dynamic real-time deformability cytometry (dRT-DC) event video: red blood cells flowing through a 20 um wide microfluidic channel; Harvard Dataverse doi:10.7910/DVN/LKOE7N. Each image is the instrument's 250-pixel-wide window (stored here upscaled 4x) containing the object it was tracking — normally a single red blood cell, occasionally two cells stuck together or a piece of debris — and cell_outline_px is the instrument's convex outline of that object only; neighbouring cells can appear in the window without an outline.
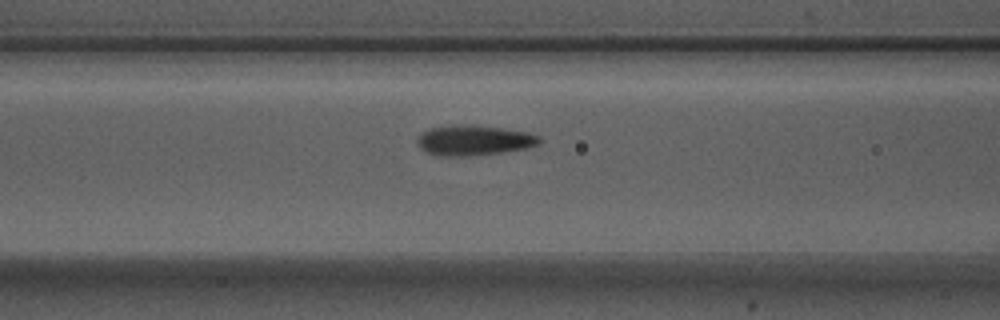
{"species": "Egyptian fruit bat (a non-hibernating species)", "species_latin": "Rousettus aegyptiacus", "temperature_condition": "warm", "stored_images_in_passage": 17, "camera_frame_rate_fps": 3000, "um_per_image_px": 0.085, "animal": {"sex": "male"}, "frame": {"image": 1, "passage_image": 15, "time_ms": 4.667, "image_size_px": [1000, 320], "cell_outline_px": [[540, 144], [524, 148], [500, 152], [468, 156], [440, 156], [428, 152], [420, 148], [416, 144], [416, 136], [428, 128], [452, 124], [500, 128], [528, 132], [536, 136], [540, 140]], "centroid_in_image_um": [40.18, 11.92], "position_along_channel_um": 126.4, "area_um2": 21.27}}